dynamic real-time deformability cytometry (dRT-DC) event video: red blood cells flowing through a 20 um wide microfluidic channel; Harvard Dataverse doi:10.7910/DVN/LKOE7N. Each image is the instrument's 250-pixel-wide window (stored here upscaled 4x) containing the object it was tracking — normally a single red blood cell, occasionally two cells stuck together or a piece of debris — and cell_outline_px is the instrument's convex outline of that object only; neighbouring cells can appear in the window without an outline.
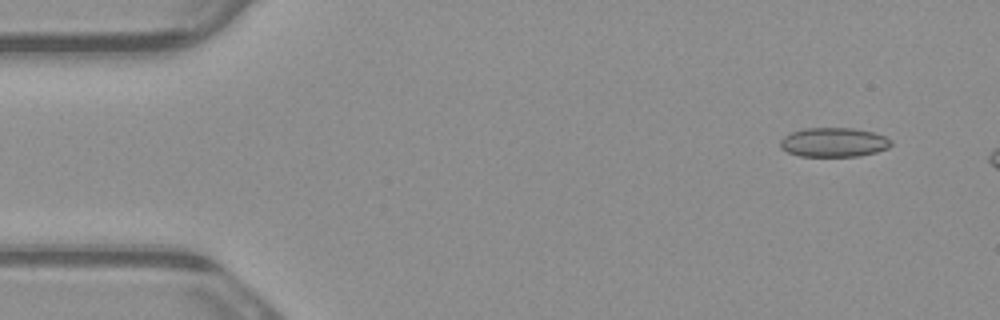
{"species": "common noctule bat (a hibernating species)", "species_latin": "Nyctalus noctula", "temperature_condition": "warm", "stored_images_in_passage": 3, "camera_frame_rate_fps": 3000, "um_per_image_px": 0.085, "animal": {"sex": "male", "body_mass_g": 23.1, "forearm_length_mm": 52.7}, "frame": {"image": 1, "passage_image": 1, "time_ms": 0.0, "image_size_px": [1000, 320], "cell_outline_px": [[892, 144], [888, 148], [876, 152], [860, 156], [800, 156], [788, 152], [780, 148], [780, 140], [784, 136], [792, 132], [804, 128], [852, 128], [872, 132], [884, 136], [892, 140]], "centroid_in_image_um": [70.86, 12.1], "position_along_channel_um": 14.1, "area_um2": 18.9}}